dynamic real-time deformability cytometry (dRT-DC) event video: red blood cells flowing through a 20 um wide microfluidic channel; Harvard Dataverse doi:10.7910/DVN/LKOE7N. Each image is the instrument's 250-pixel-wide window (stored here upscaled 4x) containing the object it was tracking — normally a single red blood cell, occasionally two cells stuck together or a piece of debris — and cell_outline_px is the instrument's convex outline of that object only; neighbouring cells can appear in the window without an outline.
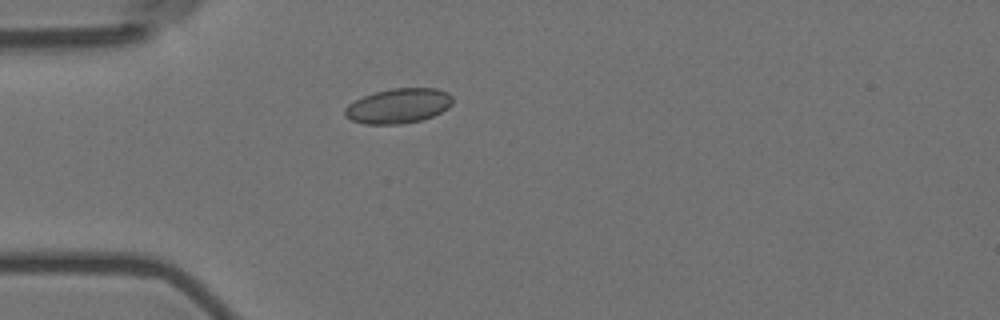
{"species": "Egyptian fruit bat (a non-hibernating species)", "species_latin": "Rousettus aegyptiacus", "temperature_condition": "room temperature", "stored_images_in_passage": 43, "camera_frame_rate_fps": 3000, "um_per_image_px": 0.085, "animal": {"sex": "female"}, "frame": {"image": 1, "passage_image": 2, "time_ms": 0.333, "image_size_px": [1000, 320], "cell_outline_px": [[452, 104], [448, 108], [432, 116], [420, 120], [400, 124], [364, 124], [352, 120], [344, 116], [344, 108], [348, 104], [364, 96], [376, 92], [392, 88], [436, 88], [448, 92], [452, 96]], "centroid_in_image_um": [33.86, 9.0], "position_along_channel_um": 51.1, "area_um2": 21.85}}
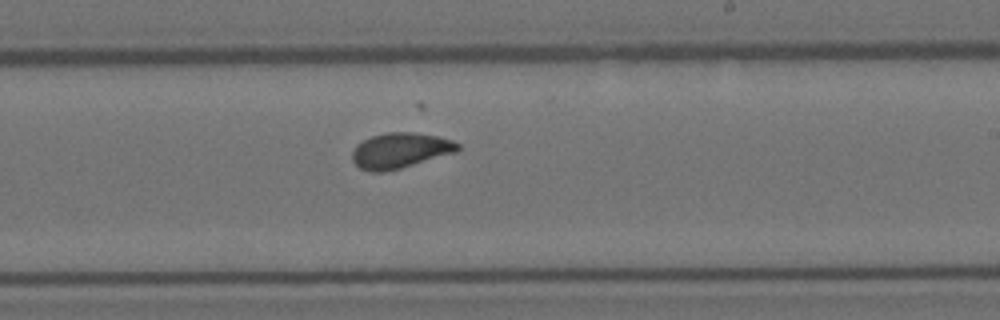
{"frame": {"image": 2, "passage_image": 20, "time_ms": 6.333, "image_size_px": [1000, 320], "cell_outline_px": [[460, 148], [456, 152], [400, 168], [384, 172], [372, 172], [360, 168], [352, 160], [352, 152], [356, 144], [372, 136], [388, 132], [412, 132], [436, 136], [452, 140], [460, 144]], "centroid_in_image_um": [34.0, 12.79], "position_along_channel_um": 255.0, "area_um2": 21.62}}
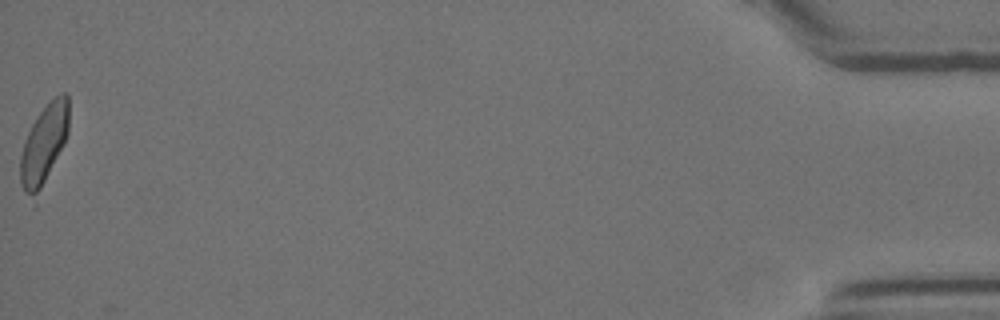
{"frame": {"image": 3, "passage_image": 43, "time_ms": 14.0, "image_size_px": [1000, 320], "cell_outline_px": [[68, 132], [64, 144], [36, 208], [24, 192], [20, 184], [20, 156], [24, 140], [36, 116], [60, 92], [68, 92]], "centroid_in_image_um": [3.71, 12.49], "position_along_channel_um": 431.5, "area_um2": 23.64}, "authors_computed_cell_mechanics": {"area_um2": 21.7906, "velocity_mm_per_s": 3.581, "shape_relaxation_time_tau1_ms": 8.1459, "shape_relaxation_time_tau2_ms": 2.2241, "deformation_change_tau1": 0.1222, "deformation_change_tau2": 0.0715}}